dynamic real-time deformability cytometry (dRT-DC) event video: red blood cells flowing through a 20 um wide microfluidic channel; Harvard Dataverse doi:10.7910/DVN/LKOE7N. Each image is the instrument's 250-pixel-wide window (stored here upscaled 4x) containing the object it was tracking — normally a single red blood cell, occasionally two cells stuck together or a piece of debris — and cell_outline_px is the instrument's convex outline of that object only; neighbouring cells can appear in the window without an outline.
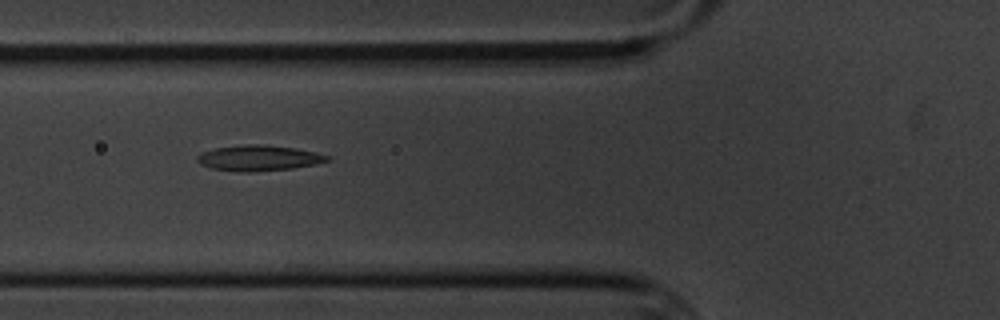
{"species": "common noctule bat (a hibernating species)", "species_latin": "Nyctalus noctula", "temperature_condition": "cold", "stored_images_in_passage": 5, "camera_frame_rate_fps": 3000, "um_per_image_px": 0.085, "animal": {"sex": "male", "body_mass_g": 20.1, "forearm_length_mm": 53.5}, "frame": {"image": 1, "passage_image": 4, "time_ms": 4.333, "image_size_px": [1000, 320], "cell_outline_px": [[332, 160], [316, 164], [292, 168], [256, 172], [236, 172], [212, 168], [200, 164], [196, 160], [196, 156], [200, 152], [216, 148], [244, 144], [264, 144], [296, 148], [316, 152], [332, 156]], "centroid_in_image_um": [22.01, 13.43], "position_along_channel_um": 103.8, "area_um2": 19.77}}
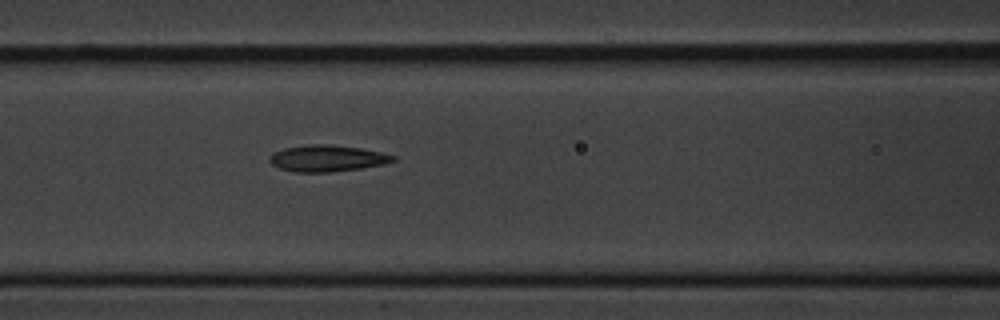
{"frame": {"image": 2, "passage_image": 5, "time_ms": 5.333, "image_size_px": [1000, 320], "cell_outline_px": [[396, 160], [384, 164], [360, 168], [328, 172], [296, 172], [280, 168], [272, 164], [268, 160], [272, 152], [284, 148], [308, 144], [332, 144], [360, 148], [380, 152], [396, 156]], "centroid_in_image_um": [27.79, 13.45], "position_along_channel_um": 138.8, "area_um2": 19.02}}